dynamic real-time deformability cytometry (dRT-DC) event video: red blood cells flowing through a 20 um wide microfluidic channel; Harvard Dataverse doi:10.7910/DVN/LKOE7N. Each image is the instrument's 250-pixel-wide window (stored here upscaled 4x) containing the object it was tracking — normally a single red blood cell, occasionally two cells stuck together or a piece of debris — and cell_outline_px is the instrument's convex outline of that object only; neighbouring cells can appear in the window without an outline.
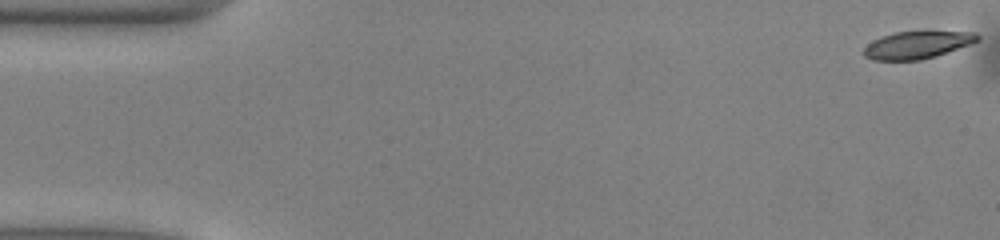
{"species": "common noctule bat (a hibernating species)", "species_latin": "Nyctalus noctula", "temperature_condition": "warm", "stored_images_in_passage": 51, "camera_frame_rate_fps": 3000, "um_per_image_px": 0.085, "animal": {"sex": "male", "body_mass_g": 13.0, "forearm_length_mm": 53.1}, "frame": {"image": 1, "passage_image": 1, "time_ms": 0.0, "image_size_px": [1000, 240], "cell_outline_px": [[980, 40], [972, 44], [936, 56], [920, 60], [872, 60], [864, 56], [864, 48], [872, 40], [880, 36], [896, 32], [924, 28], [976, 32], [980, 36]], "centroid_in_image_um": [78.04, 3.75], "position_along_channel_um": 7.0, "area_um2": 19.31}}
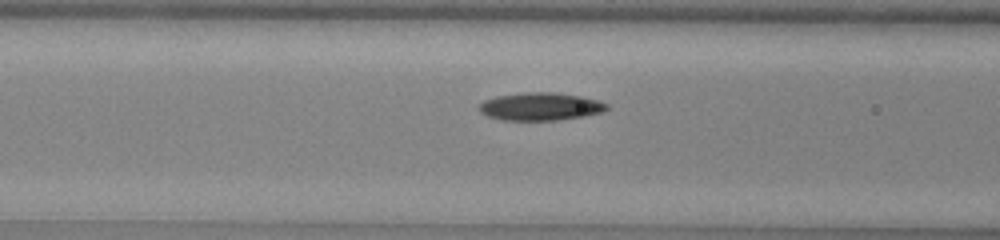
{"frame": {"image": 2, "passage_image": 20, "time_ms": 6.333, "image_size_px": [1000, 240], "cell_outline_px": [[608, 108], [604, 112], [584, 116], [556, 120], [500, 120], [488, 116], [480, 112], [476, 108], [484, 100], [496, 96], [524, 92], [552, 92], [584, 96], [608, 104]], "centroid_in_image_um": [45.92, 9.05], "position_along_channel_um": 120.7, "area_um2": 20.87}}
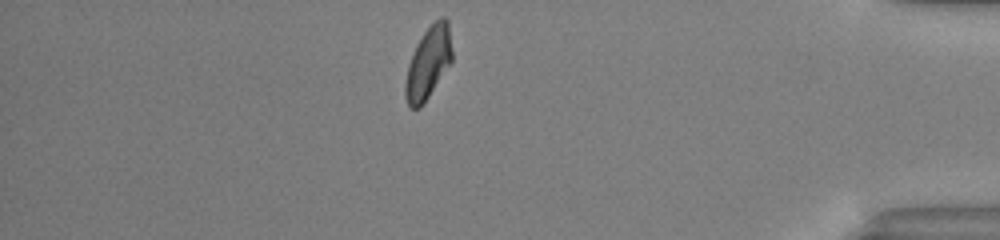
{"frame": {"image": 3, "passage_image": 44, "time_ms": 14.333, "image_size_px": [1000, 240], "cell_outline_px": [[452, 60], [420, 108], [408, 108], [404, 96], [404, 84], [408, 64], [412, 52], [416, 44], [424, 32], [440, 16], [444, 16], [448, 20], [452, 52]], "centroid_in_image_um": [36.37, 5.34], "position_along_channel_um": 398.8, "area_um2": 19.54}, "authors_computed_cell_mechanics": {"area_um2": 19.8832, "velocity_mm_per_s": 4.0191, "shape_relaxation_time_tau1_ms": 3.5837, "shape_relaxation_time_tau2_ms": 3.1531, "deformation_change_tau1": 0.1239, "deformation_change_tau2": 0.1006}}